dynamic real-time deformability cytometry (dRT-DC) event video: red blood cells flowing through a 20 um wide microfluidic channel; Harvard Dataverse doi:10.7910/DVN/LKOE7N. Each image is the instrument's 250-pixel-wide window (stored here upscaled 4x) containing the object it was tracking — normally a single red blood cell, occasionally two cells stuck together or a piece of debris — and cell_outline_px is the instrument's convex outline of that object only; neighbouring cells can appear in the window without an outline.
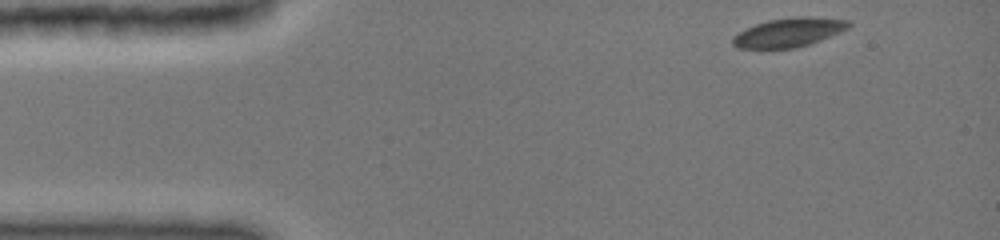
{"species": "common noctule bat (a hibernating species)", "species_latin": "Nyctalus noctula", "temperature_condition": "cold", "stored_images_in_passage": 6, "camera_frame_rate_fps": 3000, "um_per_image_px": 0.085, "animal": {"sex": "female", "body_mass_g": 19.0, "forearm_length_mm": 51.5}, "frame": {"image": 1, "passage_image": 1, "time_ms": 0.0, "image_size_px": [1000, 240], "cell_outline_px": [[852, 24], [848, 28], [808, 44], [792, 48], [740, 48], [732, 44], [732, 40], [740, 32], [756, 24], [768, 20], [848, 20]], "centroid_in_image_um": [66.95, 2.82], "position_along_channel_um": 18.0, "area_um2": 17.74}}
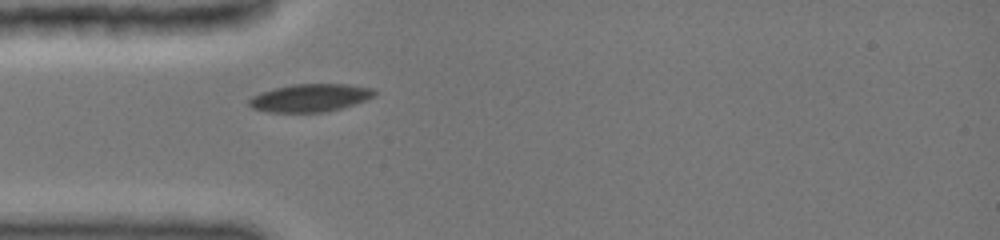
{"frame": {"image": 2, "passage_image": 6, "time_ms": 3.0, "image_size_px": [1000, 240], "cell_outline_px": [[376, 92], [372, 96], [364, 100], [340, 108], [320, 112], [268, 112], [252, 108], [248, 104], [248, 100], [252, 96], [260, 92], [292, 84], [344, 84], [372, 88]], "centroid_in_image_um": [26.29, 8.31], "position_along_channel_um": 58.7, "area_um2": 20.0}}